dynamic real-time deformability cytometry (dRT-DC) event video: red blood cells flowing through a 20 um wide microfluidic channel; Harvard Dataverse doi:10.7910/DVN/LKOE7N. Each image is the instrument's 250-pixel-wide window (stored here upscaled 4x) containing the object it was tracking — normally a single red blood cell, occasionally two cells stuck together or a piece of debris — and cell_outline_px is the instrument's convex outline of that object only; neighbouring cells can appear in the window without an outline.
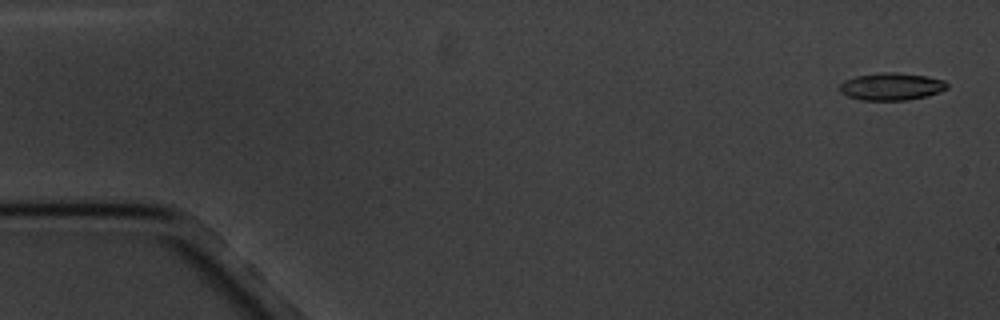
{"species": "common noctule bat (a hibernating species)", "species_latin": "Nyctalus noctula", "temperature_condition": "cold", "stored_images_in_passage": 5, "camera_frame_rate_fps": 3000, "um_per_image_px": 0.085, "animal": {"sex": "male", "body_mass_g": 20.1, "forearm_length_mm": 53.5}, "frame": {"image": 1, "passage_image": 1, "time_ms": 0.0, "image_size_px": [1000, 320], "cell_outline_px": [[948, 88], [940, 92], [908, 100], [860, 100], [848, 96], [840, 92], [840, 84], [844, 80], [856, 76], [880, 72], [896, 72], [928, 76], [944, 80], [948, 84]], "centroid_in_image_um": [75.77, 7.34], "position_along_channel_um": 9.2, "area_um2": 17.22}}
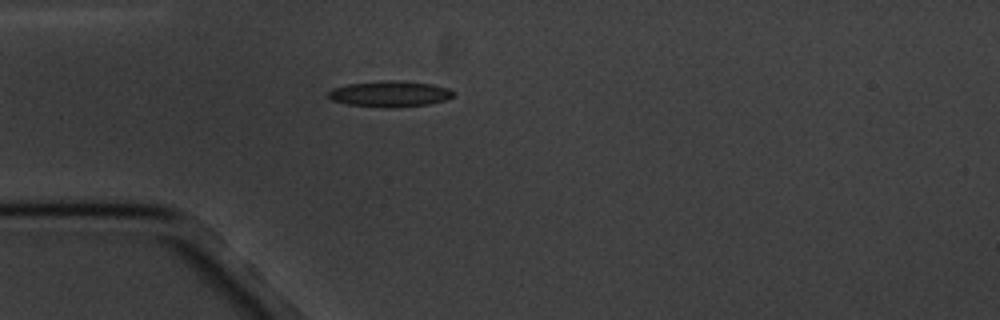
{"frame": {"image": 2, "passage_image": 4, "time_ms": 4.667, "image_size_px": [1000, 320], "cell_outline_px": [[452, 96], [444, 100], [428, 104], [396, 108], [384, 108], [348, 104], [332, 100], [328, 96], [328, 92], [332, 88], [348, 84], [380, 80], [400, 80], [432, 84], [448, 88], [452, 92]], "centroid_in_image_um": [33.1, 7.98], "position_along_channel_um": 51.9, "area_um2": 18.96}}